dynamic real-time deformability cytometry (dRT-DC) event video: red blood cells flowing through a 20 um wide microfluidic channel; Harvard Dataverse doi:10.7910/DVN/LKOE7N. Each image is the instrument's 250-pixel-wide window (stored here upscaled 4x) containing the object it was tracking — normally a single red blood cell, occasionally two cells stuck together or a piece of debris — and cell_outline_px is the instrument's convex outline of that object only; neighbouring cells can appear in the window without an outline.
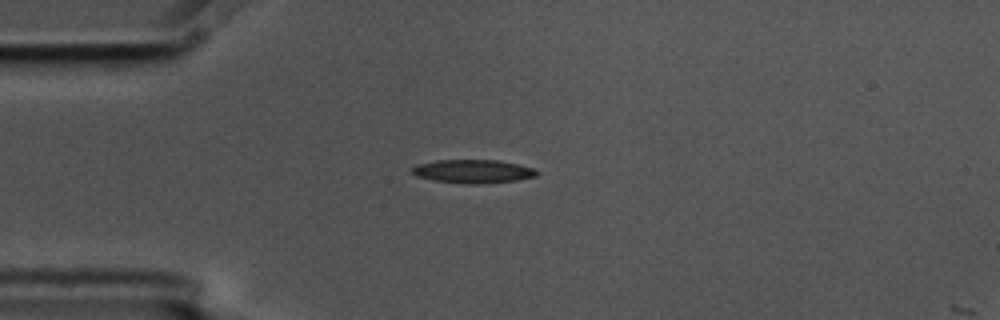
{"species": "common noctule bat (a hibernating species)", "species_latin": "Nyctalus noctula", "temperature_condition": "cold", "stored_images_in_passage": 2, "camera_frame_rate_fps": 3000, "um_per_image_px": 0.085, "animal": {"sex": "male", "body_mass_g": 17.5, "forearm_length_mm": 52.3}, "frame": {"image": 1, "passage_image": 1, "time_ms": 0.0, "image_size_px": [1000, 320], "cell_outline_px": [[540, 172], [536, 176], [516, 180], [476, 184], [468, 184], [432, 180], [416, 176], [408, 172], [408, 168], [416, 164], [436, 160], [500, 160], [532, 168]], "centroid_in_image_um": [40.1, 14.56], "position_along_channel_um": 44.9, "area_um2": 17.22}}